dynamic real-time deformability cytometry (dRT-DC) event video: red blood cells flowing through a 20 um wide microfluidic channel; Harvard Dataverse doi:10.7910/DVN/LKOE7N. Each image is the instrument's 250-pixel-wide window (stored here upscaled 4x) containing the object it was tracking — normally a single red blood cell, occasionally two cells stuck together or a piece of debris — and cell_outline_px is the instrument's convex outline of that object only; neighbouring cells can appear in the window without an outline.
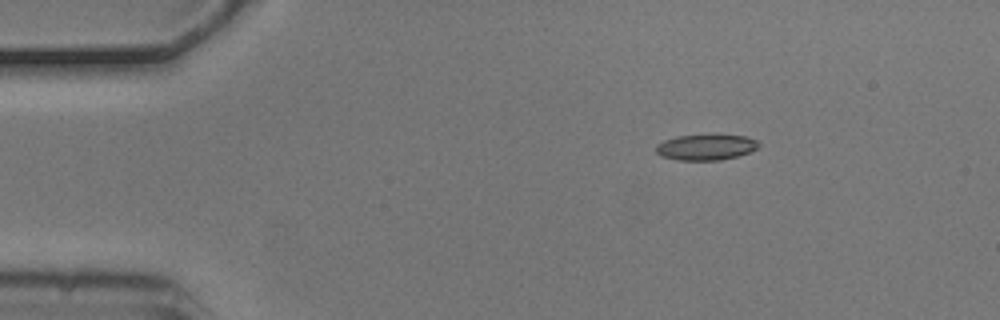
{"species": "common noctule bat (a hibernating species)", "species_latin": "Nyctalus noctula", "temperature_condition": "cold", "stored_images_in_passage": 3, "camera_frame_rate_fps": 3000, "um_per_image_px": 0.085, "animal": {"sex": "male", "body_mass_g": 20.5, "forearm_length_mm": 52.5}, "frame": {"image": 1, "passage_image": 1, "time_ms": 0.0, "image_size_px": [1000, 320], "cell_outline_px": [[760, 144], [756, 148], [748, 152], [736, 156], [720, 160], [680, 160], [660, 156], [656, 152], [656, 144], [664, 140], [676, 136], [716, 132], [744, 136], [756, 140]], "centroid_in_image_um": [59.98, 12.46], "position_along_channel_um": 25.0, "area_um2": 15.95}}